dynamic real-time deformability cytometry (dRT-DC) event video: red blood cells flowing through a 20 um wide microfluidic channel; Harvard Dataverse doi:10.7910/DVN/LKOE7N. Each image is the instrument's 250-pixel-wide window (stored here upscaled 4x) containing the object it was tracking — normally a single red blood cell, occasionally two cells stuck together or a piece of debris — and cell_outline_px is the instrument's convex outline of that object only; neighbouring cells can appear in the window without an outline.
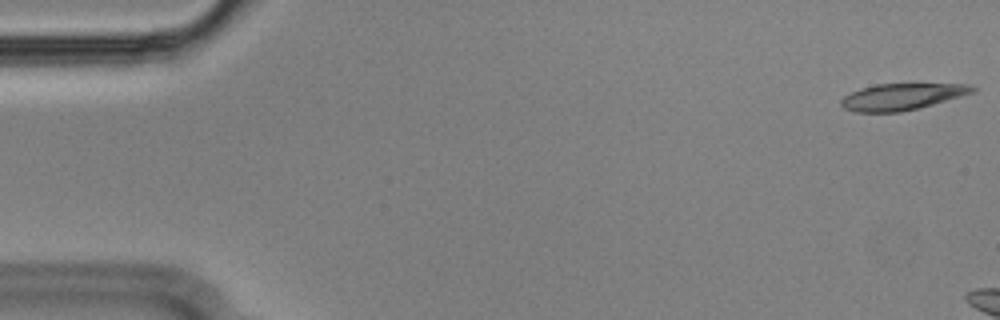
{"species": "Egyptian fruit bat (a non-hibernating species)", "species_latin": "Rousettus aegyptiacus", "temperature_condition": "cold", "stored_images_in_passage": 7, "camera_frame_rate_fps": 3000, "um_per_image_px": 0.085, "animal": {"sex": "male"}, "frame": {"image": 1, "passage_image": 1, "time_ms": 0.0, "image_size_px": [1000, 320], "cell_outline_px": [[976, 92], [920, 108], [900, 112], [856, 112], [844, 108], [840, 104], [840, 100], [844, 96], [860, 88], [876, 84], [968, 84], [976, 88]], "centroid_in_image_um": [76.67, 8.22], "position_along_channel_um": 8.3, "area_um2": 20.35}}